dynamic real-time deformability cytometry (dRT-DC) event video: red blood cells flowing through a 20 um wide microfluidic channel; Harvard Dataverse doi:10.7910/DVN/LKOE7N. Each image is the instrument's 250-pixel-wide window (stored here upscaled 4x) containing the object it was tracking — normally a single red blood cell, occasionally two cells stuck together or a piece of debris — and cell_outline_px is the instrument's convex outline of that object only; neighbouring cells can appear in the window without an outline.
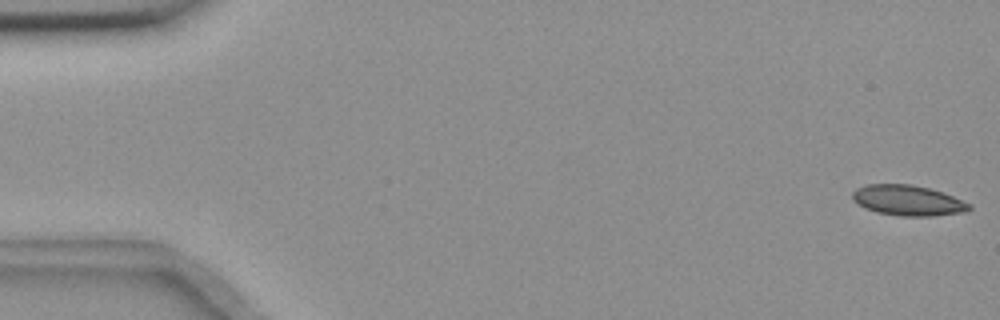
{"species": "common noctule bat (a hibernating species)", "species_latin": "Nyctalus noctula", "temperature_condition": "room temperature", "stored_images_in_passage": 56, "camera_frame_rate_fps": 3000, "um_per_image_px": 0.085, "animal": {"sex": "female", "body_mass_g": 18.4}, "frame": {"image": 1, "passage_image": 1, "time_ms": 0.0, "image_size_px": [1000, 320], "cell_outline_px": [[972, 208], [968, 212], [932, 216], [900, 216], [876, 212], [864, 208], [852, 200], [852, 192], [856, 188], [864, 184], [912, 184], [928, 188], [952, 196], [972, 204]], "centroid_in_image_um": [77.16, 17.04], "position_along_channel_um": 7.8, "area_um2": 20.92}}
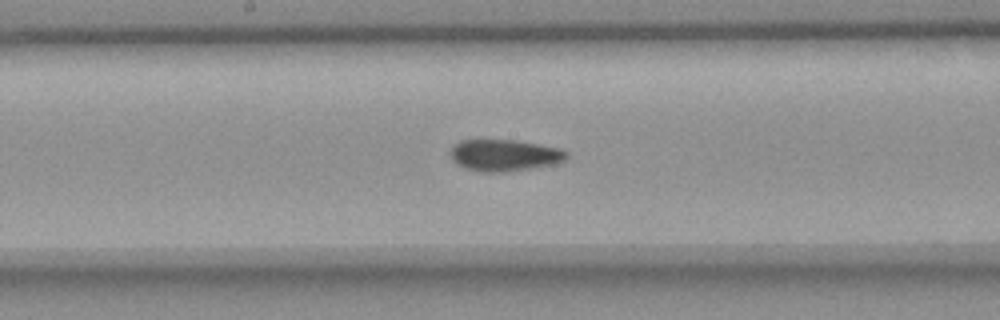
{"frame": {"image": 2, "passage_image": 29, "time_ms": 9.333, "image_size_px": [1000, 320], "cell_outline_px": [[568, 160], [560, 164], [508, 172], [480, 172], [464, 168], [456, 164], [452, 160], [452, 148], [460, 140], [512, 140], [560, 148], [568, 152]], "centroid_in_image_um": [42.95, 13.22], "position_along_channel_um": 205.3, "area_um2": 21.68}}
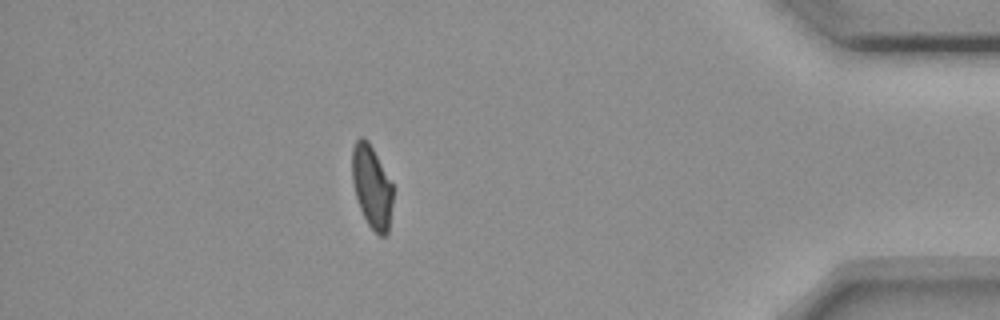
{"frame": {"image": 3, "passage_image": 49, "time_ms": 16.0, "image_size_px": [1000, 320], "cell_outline_px": [[392, 204], [388, 232], [384, 236], [380, 236], [368, 224], [360, 208], [356, 196], [352, 180], [352, 148], [356, 140], [360, 136], [368, 140], [392, 184]], "centroid_in_image_um": [31.59, 15.86], "position_along_channel_um": 403.6, "area_um2": 19.36}, "authors_computed_cell_mechanics": {"area_um2": 21.1548, "velocity_mm_per_s": 3.6456, "shape_relaxation_time_tau1_ms": null, "shape_relaxation_time_tau2_ms": 2.2331, "deformation_change_tau1": null, "deformation_change_tau2": 0.0777}}